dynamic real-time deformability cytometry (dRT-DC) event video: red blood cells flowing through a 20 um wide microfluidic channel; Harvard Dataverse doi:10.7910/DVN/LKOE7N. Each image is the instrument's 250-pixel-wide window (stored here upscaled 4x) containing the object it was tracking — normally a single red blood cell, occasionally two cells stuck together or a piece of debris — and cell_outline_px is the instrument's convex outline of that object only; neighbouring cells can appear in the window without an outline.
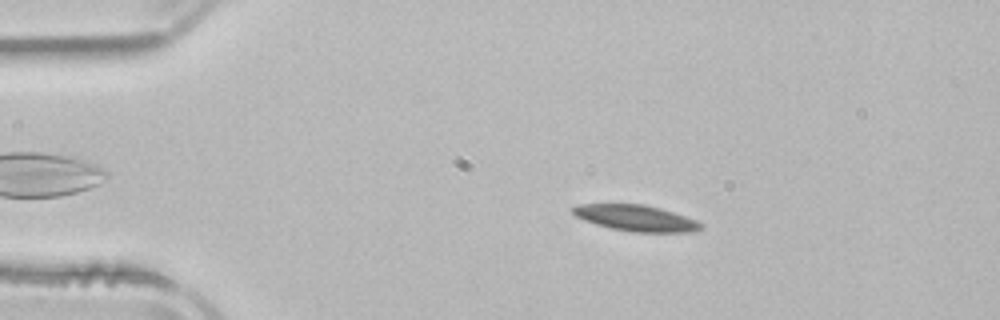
{"species": "common noctule bat (a hibernating species)", "species_latin": "Nyctalus noctula", "temperature_condition": "room temperature", "stored_images_in_passage": 4, "camera_frame_rate_fps": 3000, "um_per_image_px": 0.085, "animal": {"sex": "male", "body_mass_g": 21.5, "forearm_length_mm": 52.0}, "frame": {"image": 1, "passage_image": 2, "time_ms": 1.333, "image_size_px": [1000, 320], "cell_outline_px": [[704, 228], [692, 232], [636, 232], [612, 228], [596, 224], [584, 220], [576, 216], [572, 212], [572, 208], [580, 204], [644, 204], [660, 208], [696, 220], [704, 224]], "centroid_in_image_um": [54.09, 18.54], "position_along_channel_um": 30.9, "area_um2": 19.31}}
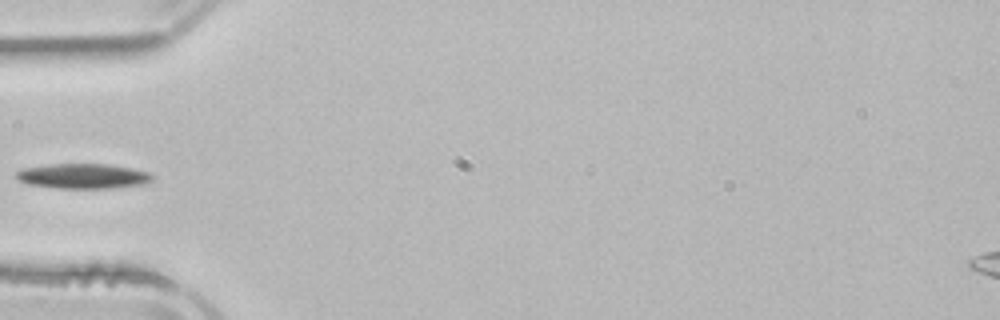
{"frame": {"image": 2, "passage_image": 4, "time_ms": 4.0, "image_size_px": [1000, 320], "cell_outline_px": [[152, 180], [144, 184], [112, 188], [56, 188], [28, 184], [12, 176], [16, 172], [24, 168], [52, 164], [108, 164], [132, 168], [148, 172], [152, 176]], "centroid_in_image_um": [7.04, 14.97], "position_along_channel_um": 78.0, "area_um2": 19.77}}